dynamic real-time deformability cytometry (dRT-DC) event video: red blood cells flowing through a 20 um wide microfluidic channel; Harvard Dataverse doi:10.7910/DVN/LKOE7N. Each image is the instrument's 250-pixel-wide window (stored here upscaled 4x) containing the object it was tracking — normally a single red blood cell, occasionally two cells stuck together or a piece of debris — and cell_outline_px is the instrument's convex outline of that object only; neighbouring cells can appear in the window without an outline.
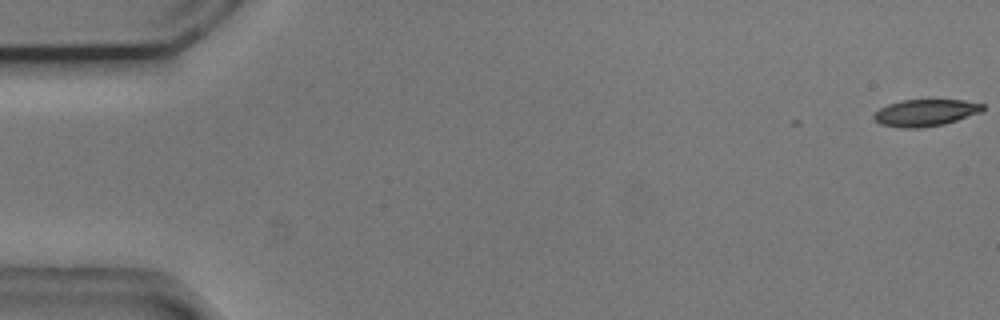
{"species": "common noctule bat (a hibernating species)", "species_latin": "Nyctalus noctula", "temperature_condition": "cold", "stored_images_in_passage": 6, "camera_frame_rate_fps": 3000, "um_per_image_px": 0.085, "animal": {"sex": "male", "body_mass_g": 20.5, "forearm_length_mm": 52.5}, "frame": {"image": 1, "passage_image": 1, "time_ms": 0.0, "image_size_px": [1000, 320], "cell_outline_px": [[984, 108], [980, 112], [944, 124], [920, 128], [900, 128], [880, 124], [872, 116], [880, 108], [888, 104], [900, 100], [964, 100], [984, 104]], "centroid_in_image_um": [78.64, 9.58], "position_along_channel_um": 6.4, "area_um2": 16.94}}